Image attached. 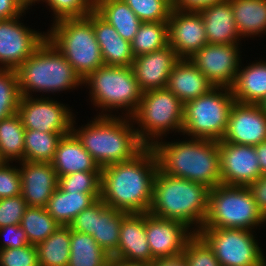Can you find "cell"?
<instances>
[{
	"mask_svg": "<svg viewBox=\"0 0 266 266\" xmlns=\"http://www.w3.org/2000/svg\"><path fill=\"white\" fill-rule=\"evenodd\" d=\"M157 172L156 156L151 147H145L131 160L101 169L100 199L118 211L148 212Z\"/></svg>",
	"mask_w": 266,
	"mask_h": 266,
	"instance_id": "cell-1",
	"label": "cell"
},
{
	"mask_svg": "<svg viewBox=\"0 0 266 266\" xmlns=\"http://www.w3.org/2000/svg\"><path fill=\"white\" fill-rule=\"evenodd\" d=\"M151 149L161 173L205 185L210 190L221 184L218 141H157Z\"/></svg>",
	"mask_w": 266,
	"mask_h": 266,
	"instance_id": "cell-2",
	"label": "cell"
},
{
	"mask_svg": "<svg viewBox=\"0 0 266 266\" xmlns=\"http://www.w3.org/2000/svg\"><path fill=\"white\" fill-rule=\"evenodd\" d=\"M121 118L122 116L119 118L101 112V115L90 121L92 123L86 124L79 130L75 129L73 120L72 131L101 169L131 160L146 147L133 128L131 117Z\"/></svg>",
	"mask_w": 266,
	"mask_h": 266,
	"instance_id": "cell-3",
	"label": "cell"
},
{
	"mask_svg": "<svg viewBox=\"0 0 266 266\" xmlns=\"http://www.w3.org/2000/svg\"><path fill=\"white\" fill-rule=\"evenodd\" d=\"M209 191L205 185L161 173L155 176L149 214L161 219L196 224L194 233L202 228L208 213Z\"/></svg>",
	"mask_w": 266,
	"mask_h": 266,
	"instance_id": "cell-4",
	"label": "cell"
},
{
	"mask_svg": "<svg viewBox=\"0 0 266 266\" xmlns=\"http://www.w3.org/2000/svg\"><path fill=\"white\" fill-rule=\"evenodd\" d=\"M16 72L22 96H31L33 91L57 92L82 85L72 65L47 38Z\"/></svg>",
	"mask_w": 266,
	"mask_h": 266,
	"instance_id": "cell-5",
	"label": "cell"
},
{
	"mask_svg": "<svg viewBox=\"0 0 266 266\" xmlns=\"http://www.w3.org/2000/svg\"><path fill=\"white\" fill-rule=\"evenodd\" d=\"M52 26L46 34L47 39L72 65L81 80L104 65L92 25V11L86 17L54 21Z\"/></svg>",
	"mask_w": 266,
	"mask_h": 266,
	"instance_id": "cell-6",
	"label": "cell"
},
{
	"mask_svg": "<svg viewBox=\"0 0 266 266\" xmlns=\"http://www.w3.org/2000/svg\"><path fill=\"white\" fill-rule=\"evenodd\" d=\"M263 222L266 223V219L260 213L248 186L219 184L209 191L208 213L202 228L252 231Z\"/></svg>",
	"mask_w": 266,
	"mask_h": 266,
	"instance_id": "cell-7",
	"label": "cell"
},
{
	"mask_svg": "<svg viewBox=\"0 0 266 266\" xmlns=\"http://www.w3.org/2000/svg\"><path fill=\"white\" fill-rule=\"evenodd\" d=\"M235 102L231 88L226 87H214L186 102L182 133L197 139L222 140Z\"/></svg>",
	"mask_w": 266,
	"mask_h": 266,
	"instance_id": "cell-8",
	"label": "cell"
},
{
	"mask_svg": "<svg viewBox=\"0 0 266 266\" xmlns=\"http://www.w3.org/2000/svg\"><path fill=\"white\" fill-rule=\"evenodd\" d=\"M82 84L91 87L93 105L105 112L108 108L109 112L124 108L128 117L135 113L143 94L131 66L103 65L83 79Z\"/></svg>",
	"mask_w": 266,
	"mask_h": 266,
	"instance_id": "cell-9",
	"label": "cell"
},
{
	"mask_svg": "<svg viewBox=\"0 0 266 266\" xmlns=\"http://www.w3.org/2000/svg\"><path fill=\"white\" fill-rule=\"evenodd\" d=\"M183 110L184 104L167 88L143 92L141 101L131 116L132 121L135 120L141 127L136 128L141 142L146 147H151L159 140L158 137L170 130L182 132Z\"/></svg>",
	"mask_w": 266,
	"mask_h": 266,
	"instance_id": "cell-10",
	"label": "cell"
},
{
	"mask_svg": "<svg viewBox=\"0 0 266 266\" xmlns=\"http://www.w3.org/2000/svg\"><path fill=\"white\" fill-rule=\"evenodd\" d=\"M253 231L234 228H201L198 234L213 249L221 266H266Z\"/></svg>",
	"mask_w": 266,
	"mask_h": 266,
	"instance_id": "cell-11",
	"label": "cell"
},
{
	"mask_svg": "<svg viewBox=\"0 0 266 266\" xmlns=\"http://www.w3.org/2000/svg\"><path fill=\"white\" fill-rule=\"evenodd\" d=\"M25 129L58 132L62 136L72 132L74 116L65 105L49 98L22 96L17 109Z\"/></svg>",
	"mask_w": 266,
	"mask_h": 266,
	"instance_id": "cell-12",
	"label": "cell"
},
{
	"mask_svg": "<svg viewBox=\"0 0 266 266\" xmlns=\"http://www.w3.org/2000/svg\"><path fill=\"white\" fill-rule=\"evenodd\" d=\"M239 44L207 43L189 60L205 75L214 87L231 88L240 66Z\"/></svg>",
	"mask_w": 266,
	"mask_h": 266,
	"instance_id": "cell-13",
	"label": "cell"
},
{
	"mask_svg": "<svg viewBox=\"0 0 266 266\" xmlns=\"http://www.w3.org/2000/svg\"><path fill=\"white\" fill-rule=\"evenodd\" d=\"M19 18L0 20V68L17 70L47 38L19 23Z\"/></svg>",
	"mask_w": 266,
	"mask_h": 266,
	"instance_id": "cell-14",
	"label": "cell"
},
{
	"mask_svg": "<svg viewBox=\"0 0 266 266\" xmlns=\"http://www.w3.org/2000/svg\"><path fill=\"white\" fill-rule=\"evenodd\" d=\"M221 184L249 186L261 176L255 146L218 141Z\"/></svg>",
	"mask_w": 266,
	"mask_h": 266,
	"instance_id": "cell-15",
	"label": "cell"
},
{
	"mask_svg": "<svg viewBox=\"0 0 266 266\" xmlns=\"http://www.w3.org/2000/svg\"><path fill=\"white\" fill-rule=\"evenodd\" d=\"M190 229L182 222L145 212L146 237L153 260L182 254L187 241L195 234Z\"/></svg>",
	"mask_w": 266,
	"mask_h": 266,
	"instance_id": "cell-16",
	"label": "cell"
},
{
	"mask_svg": "<svg viewBox=\"0 0 266 266\" xmlns=\"http://www.w3.org/2000/svg\"><path fill=\"white\" fill-rule=\"evenodd\" d=\"M167 23L169 45L180 59H189L208 43L199 11L172 8Z\"/></svg>",
	"mask_w": 266,
	"mask_h": 266,
	"instance_id": "cell-17",
	"label": "cell"
},
{
	"mask_svg": "<svg viewBox=\"0 0 266 266\" xmlns=\"http://www.w3.org/2000/svg\"><path fill=\"white\" fill-rule=\"evenodd\" d=\"M222 141L251 146L266 141V113L258 104L235 102Z\"/></svg>",
	"mask_w": 266,
	"mask_h": 266,
	"instance_id": "cell-18",
	"label": "cell"
},
{
	"mask_svg": "<svg viewBox=\"0 0 266 266\" xmlns=\"http://www.w3.org/2000/svg\"><path fill=\"white\" fill-rule=\"evenodd\" d=\"M179 60L175 50L168 45L161 50L134 57L131 68L143 92L165 89L169 75Z\"/></svg>",
	"mask_w": 266,
	"mask_h": 266,
	"instance_id": "cell-19",
	"label": "cell"
},
{
	"mask_svg": "<svg viewBox=\"0 0 266 266\" xmlns=\"http://www.w3.org/2000/svg\"><path fill=\"white\" fill-rule=\"evenodd\" d=\"M21 195L28 207H46L58 187V176L51 163L21 161Z\"/></svg>",
	"mask_w": 266,
	"mask_h": 266,
	"instance_id": "cell-20",
	"label": "cell"
},
{
	"mask_svg": "<svg viewBox=\"0 0 266 266\" xmlns=\"http://www.w3.org/2000/svg\"><path fill=\"white\" fill-rule=\"evenodd\" d=\"M111 259L152 263L145 230V213H128L121 222L119 244Z\"/></svg>",
	"mask_w": 266,
	"mask_h": 266,
	"instance_id": "cell-21",
	"label": "cell"
},
{
	"mask_svg": "<svg viewBox=\"0 0 266 266\" xmlns=\"http://www.w3.org/2000/svg\"><path fill=\"white\" fill-rule=\"evenodd\" d=\"M92 25L96 40L100 46L104 65L131 66L134 60L131 43L124 40L116 29L94 9L92 10Z\"/></svg>",
	"mask_w": 266,
	"mask_h": 266,
	"instance_id": "cell-22",
	"label": "cell"
},
{
	"mask_svg": "<svg viewBox=\"0 0 266 266\" xmlns=\"http://www.w3.org/2000/svg\"><path fill=\"white\" fill-rule=\"evenodd\" d=\"M51 164L58 178L80 171H101L73 131L61 137Z\"/></svg>",
	"mask_w": 266,
	"mask_h": 266,
	"instance_id": "cell-23",
	"label": "cell"
},
{
	"mask_svg": "<svg viewBox=\"0 0 266 266\" xmlns=\"http://www.w3.org/2000/svg\"><path fill=\"white\" fill-rule=\"evenodd\" d=\"M166 88L185 104L214 86L189 59H180L169 75Z\"/></svg>",
	"mask_w": 266,
	"mask_h": 266,
	"instance_id": "cell-24",
	"label": "cell"
},
{
	"mask_svg": "<svg viewBox=\"0 0 266 266\" xmlns=\"http://www.w3.org/2000/svg\"><path fill=\"white\" fill-rule=\"evenodd\" d=\"M205 24L207 41L210 44H234L241 39L230 1L215 3L198 10Z\"/></svg>",
	"mask_w": 266,
	"mask_h": 266,
	"instance_id": "cell-25",
	"label": "cell"
},
{
	"mask_svg": "<svg viewBox=\"0 0 266 266\" xmlns=\"http://www.w3.org/2000/svg\"><path fill=\"white\" fill-rule=\"evenodd\" d=\"M100 198L101 193L65 192L57 187L45 208L60 226H69L81 211Z\"/></svg>",
	"mask_w": 266,
	"mask_h": 266,
	"instance_id": "cell-26",
	"label": "cell"
},
{
	"mask_svg": "<svg viewBox=\"0 0 266 266\" xmlns=\"http://www.w3.org/2000/svg\"><path fill=\"white\" fill-rule=\"evenodd\" d=\"M231 90L237 103L259 104L266 97V62L240 68Z\"/></svg>",
	"mask_w": 266,
	"mask_h": 266,
	"instance_id": "cell-27",
	"label": "cell"
},
{
	"mask_svg": "<svg viewBox=\"0 0 266 266\" xmlns=\"http://www.w3.org/2000/svg\"><path fill=\"white\" fill-rule=\"evenodd\" d=\"M127 214L107 206L101 199L95 202V224L92 236L110 256L117 251L121 222Z\"/></svg>",
	"mask_w": 266,
	"mask_h": 266,
	"instance_id": "cell-28",
	"label": "cell"
},
{
	"mask_svg": "<svg viewBox=\"0 0 266 266\" xmlns=\"http://www.w3.org/2000/svg\"><path fill=\"white\" fill-rule=\"evenodd\" d=\"M94 10L126 41L132 42L142 21L123 0H94Z\"/></svg>",
	"mask_w": 266,
	"mask_h": 266,
	"instance_id": "cell-29",
	"label": "cell"
},
{
	"mask_svg": "<svg viewBox=\"0 0 266 266\" xmlns=\"http://www.w3.org/2000/svg\"><path fill=\"white\" fill-rule=\"evenodd\" d=\"M229 1L241 37H251L266 32V0Z\"/></svg>",
	"mask_w": 266,
	"mask_h": 266,
	"instance_id": "cell-30",
	"label": "cell"
},
{
	"mask_svg": "<svg viewBox=\"0 0 266 266\" xmlns=\"http://www.w3.org/2000/svg\"><path fill=\"white\" fill-rule=\"evenodd\" d=\"M68 266H111V256L92 235L71 230Z\"/></svg>",
	"mask_w": 266,
	"mask_h": 266,
	"instance_id": "cell-31",
	"label": "cell"
},
{
	"mask_svg": "<svg viewBox=\"0 0 266 266\" xmlns=\"http://www.w3.org/2000/svg\"><path fill=\"white\" fill-rule=\"evenodd\" d=\"M71 228L58 227L37 247L39 266H68L70 258Z\"/></svg>",
	"mask_w": 266,
	"mask_h": 266,
	"instance_id": "cell-32",
	"label": "cell"
},
{
	"mask_svg": "<svg viewBox=\"0 0 266 266\" xmlns=\"http://www.w3.org/2000/svg\"><path fill=\"white\" fill-rule=\"evenodd\" d=\"M25 128L17 113L0 120V155L5 162L24 161Z\"/></svg>",
	"mask_w": 266,
	"mask_h": 266,
	"instance_id": "cell-33",
	"label": "cell"
},
{
	"mask_svg": "<svg viewBox=\"0 0 266 266\" xmlns=\"http://www.w3.org/2000/svg\"><path fill=\"white\" fill-rule=\"evenodd\" d=\"M169 45L168 23L142 22L133 41L131 51L134 57L161 50Z\"/></svg>",
	"mask_w": 266,
	"mask_h": 266,
	"instance_id": "cell-34",
	"label": "cell"
},
{
	"mask_svg": "<svg viewBox=\"0 0 266 266\" xmlns=\"http://www.w3.org/2000/svg\"><path fill=\"white\" fill-rule=\"evenodd\" d=\"M62 135L25 129L24 161L51 163Z\"/></svg>",
	"mask_w": 266,
	"mask_h": 266,
	"instance_id": "cell-35",
	"label": "cell"
},
{
	"mask_svg": "<svg viewBox=\"0 0 266 266\" xmlns=\"http://www.w3.org/2000/svg\"><path fill=\"white\" fill-rule=\"evenodd\" d=\"M23 228L31 245L37 246L60 227L45 207H27L21 219Z\"/></svg>",
	"mask_w": 266,
	"mask_h": 266,
	"instance_id": "cell-36",
	"label": "cell"
},
{
	"mask_svg": "<svg viewBox=\"0 0 266 266\" xmlns=\"http://www.w3.org/2000/svg\"><path fill=\"white\" fill-rule=\"evenodd\" d=\"M21 97L16 70L0 68V120L17 113Z\"/></svg>",
	"mask_w": 266,
	"mask_h": 266,
	"instance_id": "cell-37",
	"label": "cell"
},
{
	"mask_svg": "<svg viewBox=\"0 0 266 266\" xmlns=\"http://www.w3.org/2000/svg\"><path fill=\"white\" fill-rule=\"evenodd\" d=\"M142 22L168 21L172 0H123Z\"/></svg>",
	"mask_w": 266,
	"mask_h": 266,
	"instance_id": "cell-38",
	"label": "cell"
},
{
	"mask_svg": "<svg viewBox=\"0 0 266 266\" xmlns=\"http://www.w3.org/2000/svg\"><path fill=\"white\" fill-rule=\"evenodd\" d=\"M65 192L101 193V171L75 172L58 178Z\"/></svg>",
	"mask_w": 266,
	"mask_h": 266,
	"instance_id": "cell-39",
	"label": "cell"
},
{
	"mask_svg": "<svg viewBox=\"0 0 266 266\" xmlns=\"http://www.w3.org/2000/svg\"><path fill=\"white\" fill-rule=\"evenodd\" d=\"M183 254L188 266H221L213 249L198 233L187 241Z\"/></svg>",
	"mask_w": 266,
	"mask_h": 266,
	"instance_id": "cell-40",
	"label": "cell"
},
{
	"mask_svg": "<svg viewBox=\"0 0 266 266\" xmlns=\"http://www.w3.org/2000/svg\"><path fill=\"white\" fill-rule=\"evenodd\" d=\"M44 1L51 7L50 9L55 14V21L64 18L86 17L94 9V0H43V2Z\"/></svg>",
	"mask_w": 266,
	"mask_h": 266,
	"instance_id": "cell-41",
	"label": "cell"
},
{
	"mask_svg": "<svg viewBox=\"0 0 266 266\" xmlns=\"http://www.w3.org/2000/svg\"><path fill=\"white\" fill-rule=\"evenodd\" d=\"M0 266H39L37 247L28 244L0 250Z\"/></svg>",
	"mask_w": 266,
	"mask_h": 266,
	"instance_id": "cell-42",
	"label": "cell"
},
{
	"mask_svg": "<svg viewBox=\"0 0 266 266\" xmlns=\"http://www.w3.org/2000/svg\"><path fill=\"white\" fill-rule=\"evenodd\" d=\"M27 207L21 194L0 199V228L20 224Z\"/></svg>",
	"mask_w": 266,
	"mask_h": 266,
	"instance_id": "cell-43",
	"label": "cell"
},
{
	"mask_svg": "<svg viewBox=\"0 0 266 266\" xmlns=\"http://www.w3.org/2000/svg\"><path fill=\"white\" fill-rule=\"evenodd\" d=\"M21 184L19 169L4 162L0 166V199L20 195Z\"/></svg>",
	"mask_w": 266,
	"mask_h": 266,
	"instance_id": "cell-44",
	"label": "cell"
},
{
	"mask_svg": "<svg viewBox=\"0 0 266 266\" xmlns=\"http://www.w3.org/2000/svg\"><path fill=\"white\" fill-rule=\"evenodd\" d=\"M4 235L3 243L0 245L1 249L24 247L29 243L26 233L23 228L18 225H8L0 228V236Z\"/></svg>",
	"mask_w": 266,
	"mask_h": 266,
	"instance_id": "cell-45",
	"label": "cell"
},
{
	"mask_svg": "<svg viewBox=\"0 0 266 266\" xmlns=\"http://www.w3.org/2000/svg\"><path fill=\"white\" fill-rule=\"evenodd\" d=\"M95 224V203L90 207L81 211L69 225L71 230L85 233L88 235L94 234Z\"/></svg>",
	"mask_w": 266,
	"mask_h": 266,
	"instance_id": "cell-46",
	"label": "cell"
},
{
	"mask_svg": "<svg viewBox=\"0 0 266 266\" xmlns=\"http://www.w3.org/2000/svg\"><path fill=\"white\" fill-rule=\"evenodd\" d=\"M260 213L266 219V176H260L248 186Z\"/></svg>",
	"mask_w": 266,
	"mask_h": 266,
	"instance_id": "cell-47",
	"label": "cell"
},
{
	"mask_svg": "<svg viewBox=\"0 0 266 266\" xmlns=\"http://www.w3.org/2000/svg\"><path fill=\"white\" fill-rule=\"evenodd\" d=\"M25 10L17 0H0V20L21 17Z\"/></svg>",
	"mask_w": 266,
	"mask_h": 266,
	"instance_id": "cell-48",
	"label": "cell"
},
{
	"mask_svg": "<svg viewBox=\"0 0 266 266\" xmlns=\"http://www.w3.org/2000/svg\"><path fill=\"white\" fill-rule=\"evenodd\" d=\"M225 1L227 0H172V8L198 11L206 6Z\"/></svg>",
	"mask_w": 266,
	"mask_h": 266,
	"instance_id": "cell-49",
	"label": "cell"
},
{
	"mask_svg": "<svg viewBox=\"0 0 266 266\" xmlns=\"http://www.w3.org/2000/svg\"><path fill=\"white\" fill-rule=\"evenodd\" d=\"M151 266H188V263L182 253L173 257L156 259L151 263Z\"/></svg>",
	"mask_w": 266,
	"mask_h": 266,
	"instance_id": "cell-50",
	"label": "cell"
},
{
	"mask_svg": "<svg viewBox=\"0 0 266 266\" xmlns=\"http://www.w3.org/2000/svg\"><path fill=\"white\" fill-rule=\"evenodd\" d=\"M255 151L258 157L261 175L266 176V141L255 145Z\"/></svg>",
	"mask_w": 266,
	"mask_h": 266,
	"instance_id": "cell-51",
	"label": "cell"
},
{
	"mask_svg": "<svg viewBox=\"0 0 266 266\" xmlns=\"http://www.w3.org/2000/svg\"><path fill=\"white\" fill-rule=\"evenodd\" d=\"M111 266H151L147 262L127 261L124 259H111Z\"/></svg>",
	"mask_w": 266,
	"mask_h": 266,
	"instance_id": "cell-52",
	"label": "cell"
},
{
	"mask_svg": "<svg viewBox=\"0 0 266 266\" xmlns=\"http://www.w3.org/2000/svg\"><path fill=\"white\" fill-rule=\"evenodd\" d=\"M26 10L27 8L39 0H17Z\"/></svg>",
	"mask_w": 266,
	"mask_h": 266,
	"instance_id": "cell-53",
	"label": "cell"
},
{
	"mask_svg": "<svg viewBox=\"0 0 266 266\" xmlns=\"http://www.w3.org/2000/svg\"><path fill=\"white\" fill-rule=\"evenodd\" d=\"M258 105L266 113V97Z\"/></svg>",
	"mask_w": 266,
	"mask_h": 266,
	"instance_id": "cell-54",
	"label": "cell"
},
{
	"mask_svg": "<svg viewBox=\"0 0 266 266\" xmlns=\"http://www.w3.org/2000/svg\"><path fill=\"white\" fill-rule=\"evenodd\" d=\"M5 161L2 159L1 155H0V166L4 163Z\"/></svg>",
	"mask_w": 266,
	"mask_h": 266,
	"instance_id": "cell-55",
	"label": "cell"
}]
</instances>
